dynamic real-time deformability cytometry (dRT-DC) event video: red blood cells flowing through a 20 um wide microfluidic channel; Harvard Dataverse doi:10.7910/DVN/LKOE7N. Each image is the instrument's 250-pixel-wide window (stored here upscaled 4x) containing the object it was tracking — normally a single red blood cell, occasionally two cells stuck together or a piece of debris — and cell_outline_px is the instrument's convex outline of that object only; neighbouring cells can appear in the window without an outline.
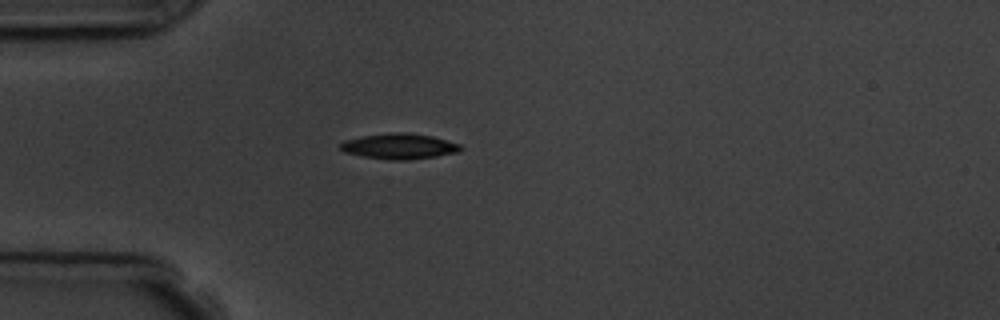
{"species": "common noctule bat (a hibernating species)", "species_latin": "Nyctalus noctula", "temperature_condition": "room temperature", "stored_images_in_passage": 6, "camera_frame_rate_fps": 3000, "um_per_image_px": 0.085, "animal": {"sex": "male", "body_mass_g": 19.5, "forearm_length_mm": 54.6}, "frame": {"image": 1, "passage_image": 4, "time_ms": 3.667, "image_size_px": [1000, 320], "cell_outline_px": [[464, 148], [460, 152], [436, 156], [408, 160], [388, 160], [360, 156], [344, 152], [336, 144], [344, 140], [360, 136], [392, 132], [408, 132], [432, 136], [460, 144]], "centroid_in_image_um": [33.9, 12.43], "position_along_channel_um": 51.1, "area_um2": 18.26}}